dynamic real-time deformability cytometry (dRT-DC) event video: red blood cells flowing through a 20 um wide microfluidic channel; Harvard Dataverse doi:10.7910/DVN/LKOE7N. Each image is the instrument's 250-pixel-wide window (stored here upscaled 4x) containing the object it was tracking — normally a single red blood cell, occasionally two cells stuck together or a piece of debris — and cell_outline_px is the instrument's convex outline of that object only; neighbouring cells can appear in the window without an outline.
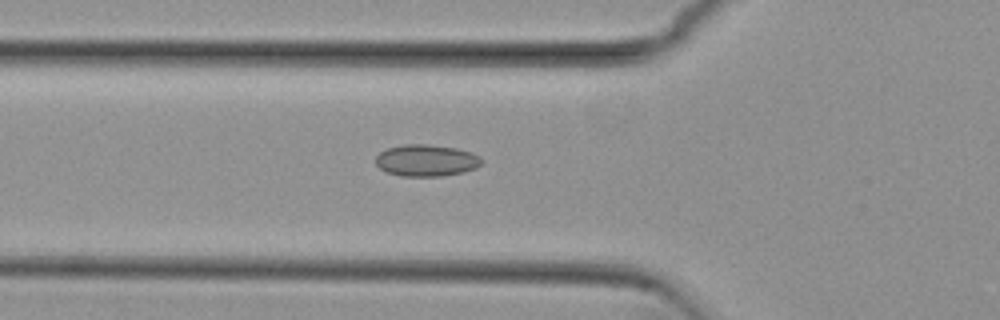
{"species": "common noctule bat (a hibernating species)", "species_latin": "Nyctalus noctula", "temperature_condition": "cold", "stored_images_in_passage": 51, "camera_frame_rate_fps": 3000, "um_per_image_px": 0.085, "animal": {"sex": "female", "body_mass_g": 29.2, "forearm_length_mm": 56.3}, "frame": {"image": 1, "passage_image": 16, "time_ms": 5.0, "image_size_px": [1000, 320], "cell_outline_px": [[484, 160], [476, 168], [464, 172], [440, 176], [400, 176], [388, 172], [380, 168], [376, 164], [376, 156], [380, 152], [388, 148], [404, 144], [428, 144], [456, 148], [472, 152], [480, 156]], "centroid_in_image_um": [36.26, 13.63], "position_along_channel_um": 89.5, "area_um2": 19.65}}
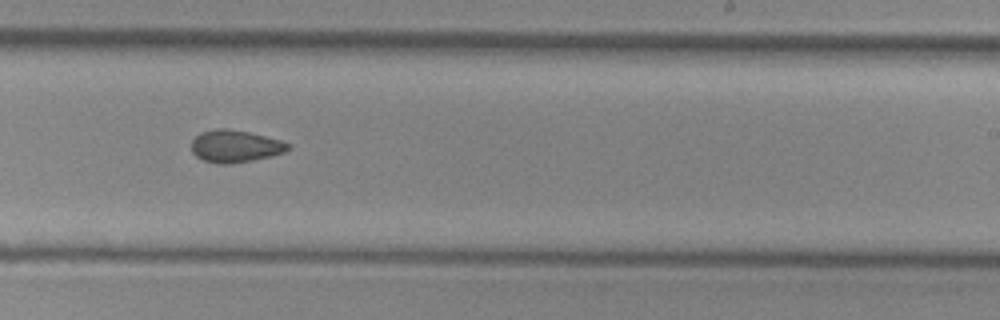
{"frame": {"image": 2, "passage_image": 30, "time_ms": 9.667, "image_size_px": [1000, 320], "cell_outline_px": [[292, 148], [284, 152], [272, 156], [252, 160], [228, 164], [216, 164], [204, 160], [196, 156], [192, 152], [192, 140], [200, 132], [216, 128], [228, 128], [248, 132], [280, 140], [288, 144]], "centroid_in_image_um": [19.97, 12.43], "position_along_channel_um": 269.0, "area_um2": 18.15}}
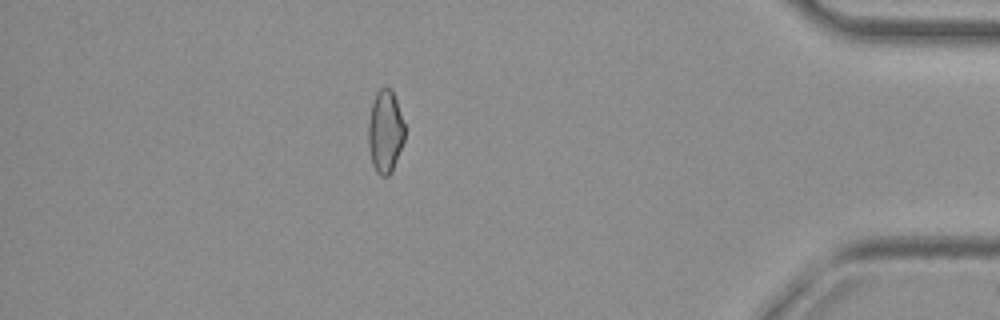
{"frame": {"image": 3, "passage_image": 44, "time_ms": 14.333, "image_size_px": [1000, 320], "cell_outline_px": [[404, 140], [392, 172], [388, 176], [380, 176], [376, 172], [372, 164], [368, 144], [368, 120], [372, 104], [376, 92], [384, 84], [392, 88], [404, 124]], "centroid_in_image_um": [32.73, 11.16], "position_along_channel_um": 402.5, "area_um2": 17.74}, "authors_computed_cell_mechanics": {"area_um2": 18.3226, "velocity_mm_per_s": 3.8334, "shape_relaxation_time_tau1_ms": null, "shape_relaxation_time_tau2_ms": 3.2402, "deformation_change_tau1": null, "deformation_change_tau2": 0.0851}}